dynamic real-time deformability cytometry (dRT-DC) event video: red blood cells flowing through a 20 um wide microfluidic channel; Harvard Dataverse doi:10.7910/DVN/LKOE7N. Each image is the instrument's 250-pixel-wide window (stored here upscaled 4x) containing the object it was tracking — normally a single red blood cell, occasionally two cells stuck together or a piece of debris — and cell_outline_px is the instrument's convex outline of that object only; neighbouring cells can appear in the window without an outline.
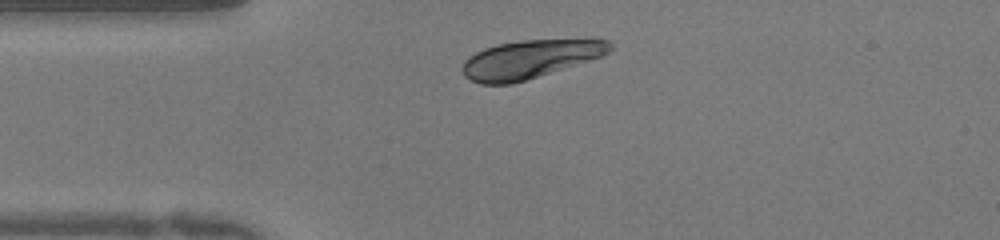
{"species": "human", "species_latin": "Homo sapiens", "temperature_condition": "warm", "stored_images_in_passage": 31, "camera_frame_rate_fps": 3000, "um_per_image_px": 0.085, "donor": {"sex": "female"}, "frame": {"image": 1, "passage_image": 1, "time_ms": 0.0, "image_size_px": [1000, 240], "cell_outline_px": [[612, 48], [604, 56], [512, 84], [480, 84], [464, 76], [460, 68], [464, 60], [468, 56], [484, 48], [496, 44], [520, 40], [592, 36], [608, 40], [612, 44]], "centroid_in_image_um": [45.13, 4.97], "position_along_channel_um": 39.9, "area_um2": 34.1}}
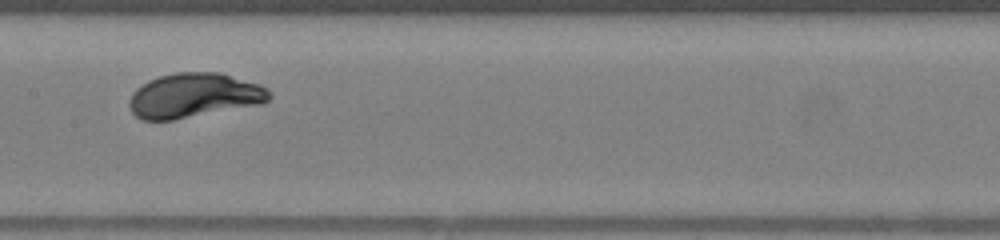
{"frame": {"image": 2, "passage_image": 14, "time_ms": 4.333, "image_size_px": [1000, 240], "cell_outline_px": [[272, 96], [264, 104], [172, 120], [140, 120], [132, 112], [128, 104], [132, 92], [136, 88], [148, 80], [160, 76], [176, 72], [220, 72], [260, 84], [268, 88]], "centroid_in_image_um": [16.51, 8.11], "position_along_channel_um": 190.9, "area_um2": 36.7}}
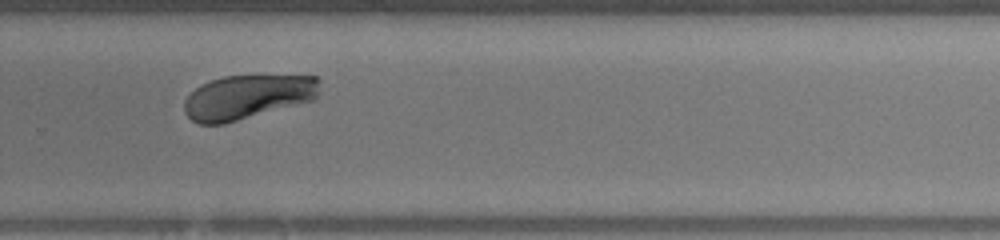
{"frame": {"image": 3, "passage_image": 23, "time_ms": 7.333, "image_size_px": [1000, 240], "cell_outline_px": [[320, 80], [316, 100], [224, 124], [200, 124], [192, 120], [184, 112], [184, 100], [200, 84], [224, 76], [316, 76]], "centroid_in_image_um": [21.05, 8.25], "position_along_channel_um": 308.8, "area_um2": 35.03}, "authors_computed_cell_mechanics": {"area_um2": 35.7204, "velocity_mm_per_s": 3.9418, "shape_relaxation_time_tau1_ms": 1.4992, "shape_relaxation_time_tau2_ms": null, "deformation_change_tau1": 0.1532, "deformation_change_tau2": null}}